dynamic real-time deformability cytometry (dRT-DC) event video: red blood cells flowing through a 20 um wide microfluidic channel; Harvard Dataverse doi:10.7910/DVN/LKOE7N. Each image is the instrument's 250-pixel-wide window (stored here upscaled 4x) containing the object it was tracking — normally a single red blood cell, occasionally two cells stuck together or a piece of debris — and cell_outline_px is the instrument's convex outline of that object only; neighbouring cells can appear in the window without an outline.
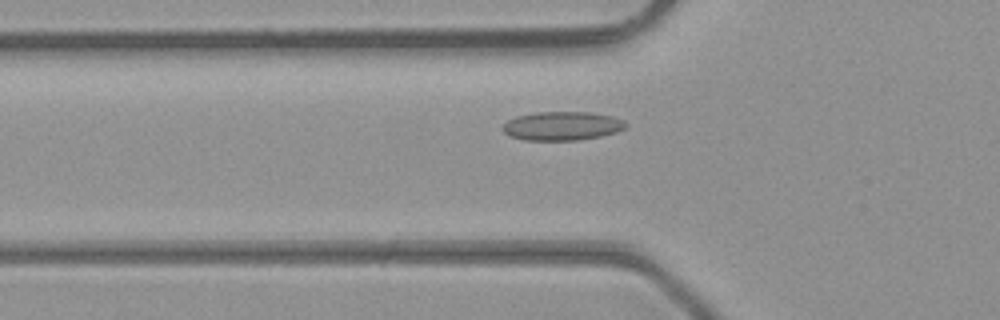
{"species": "common noctule bat (a hibernating species)", "species_latin": "Nyctalus noctula", "temperature_condition": "room temperature", "stored_images_in_passage": 42, "camera_frame_rate_fps": 3000, "um_per_image_px": 0.085, "animal": {"sex": "male", "body_mass_g": 23.1, "forearm_length_mm": 52.7}, "frame": {"image": 1, "passage_image": 11, "time_ms": 3.333, "image_size_px": [1000, 320], "cell_outline_px": [[628, 124], [624, 128], [616, 132], [600, 136], [576, 140], [524, 140], [508, 136], [500, 128], [508, 120], [516, 116], [536, 112], [588, 112], [612, 116], [624, 120]], "centroid_in_image_um": [47.75, 10.7], "position_along_channel_um": 78.1, "area_um2": 20.69}}
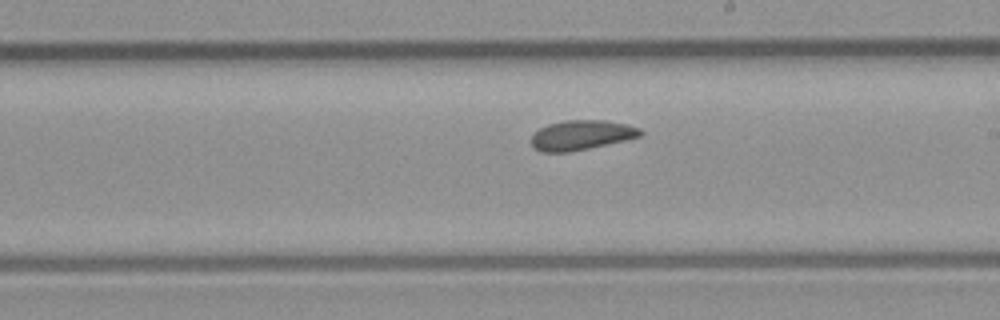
{"frame": {"image": 2, "passage_image": 22, "time_ms": 7.0, "image_size_px": [1000, 320], "cell_outline_px": [[644, 132], [640, 136], [624, 140], [588, 148], [568, 152], [540, 152], [532, 148], [532, 136], [540, 128], [548, 124], [564, 120], [604, 120], [628, 124], [640, 128]], "centroid_in_image_um": [49.41, 11.48], "position_along_channel_um": 239.6, "area_um2": 18.84}}
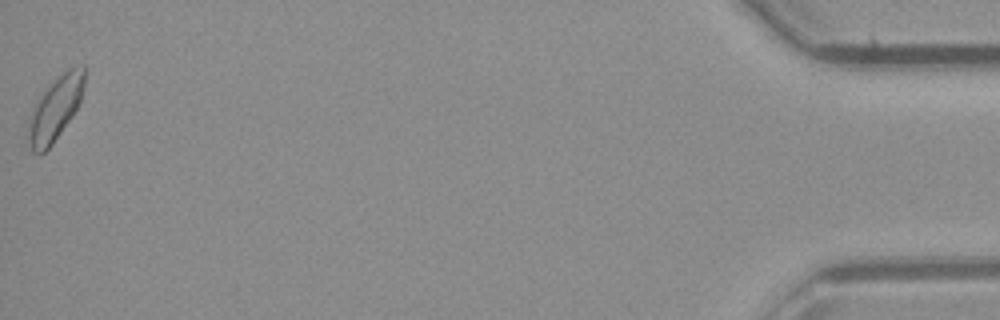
{"frame": {"image": 3, "passage_image": 42, "time_ms": 13.667, "image_size_px": [1000, 320], "cell_outline_px": [[84, 84], [80, 100], [72, 116], [52, 144], [40, 156], [32, 152], [28, 140], [28, 128], [32, 108], [44, 88], [52, 80], [68, 68], [84, 64]], "centroid_in_image_um": [4.67, 9.22], "position_along_channel_um": 430.5, "area_um2": 20.87}, "authors_computed_cell_mechanics": {"area_um2": 19.2763, "velocity_mm_per_s": 4.3852, "shape_relaxation_time_tau1_ms": 5.965, "shape_relaxation_time_tau2_ms": 2.1819, "deformation_change_tau1": 0.0785, "deformation_change_tau2": 0.0736}}